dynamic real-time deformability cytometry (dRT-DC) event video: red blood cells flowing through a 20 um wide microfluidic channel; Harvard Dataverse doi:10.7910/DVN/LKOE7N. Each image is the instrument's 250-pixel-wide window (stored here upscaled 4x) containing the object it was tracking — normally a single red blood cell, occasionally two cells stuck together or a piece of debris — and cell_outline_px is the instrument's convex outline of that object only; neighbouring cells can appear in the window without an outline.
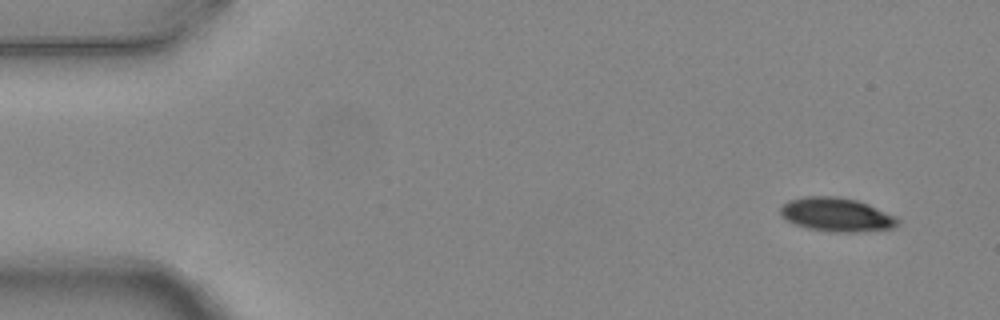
{"species": "common noctule bat (a hibernating species)", "species_latin": "Nyctalus noctula", "temperature_condition": "warm", "stored_images_in_passage": 5, "camera_frame_rate_fps": 3000, "um_per_image_px": 0.085, "animal": {"sex": "female", "body_mass_g": 24.6, "forearm_length_mm": 56.2}, "frame": {"image": 1, "passage_image": 1, "time_ms": 0.0, "image_size_px": [1000, 320], "cell_outline_px": [[900, 224], [896, 228], [856, 232], [832, 232], [808, 228], [784, 220], [780, 216], [780, 208], [788, 200], [804, 196], [836, 196], [856, 200], [868, 204], [896, 216], [900, 220]], "centroid_in_image_um": [71.12, 18.25], "position_along_channel_um": 13.9, "area_um2": 23.35}}